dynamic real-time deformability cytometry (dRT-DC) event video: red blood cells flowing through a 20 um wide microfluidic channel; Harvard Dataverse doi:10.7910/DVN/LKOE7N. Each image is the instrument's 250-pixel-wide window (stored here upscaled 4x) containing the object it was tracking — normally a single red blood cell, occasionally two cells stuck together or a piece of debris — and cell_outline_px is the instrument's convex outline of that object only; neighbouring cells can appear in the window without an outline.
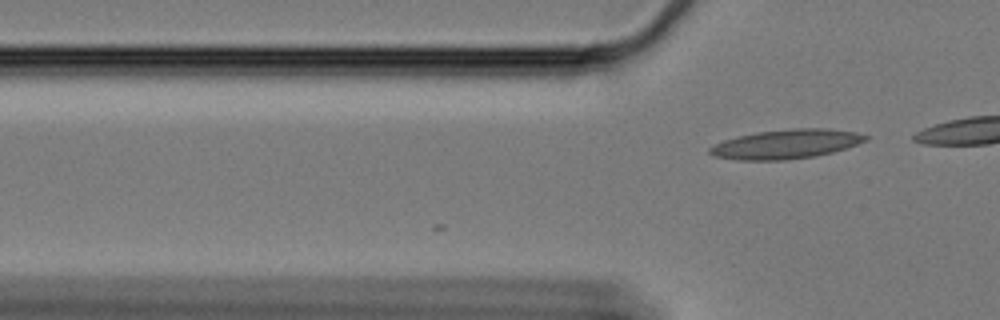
{"species": "Egyptian fruit bat (a non-hibernating species)", "species_latin": "Rousettus aegyptiacus", "temperature_condition": "cold", "stored_images_in_passage": 2, "camera_frame_rate_fps": 3000, "um_per_image_px": 0.085, "animal": {"sex": "female"}, "frame": {"image": 1, "passage_image": 2, "time_ms": 0.333, "image_size_px": [1000, 320], "cell_outline_px": [[868, 140], [832, 152], [816, 156], [784, 160], [736, 160], [712, 156], [708, 152], [708, 148], [724, 140], [736, 136], [756, 132], [792, 128], [828, 128], [856, 132], [868, 136]], "centroid_in_image_um": [66.78, 12.24], "position_along_channel_um": 59.0, "area_um2": 26.65}}